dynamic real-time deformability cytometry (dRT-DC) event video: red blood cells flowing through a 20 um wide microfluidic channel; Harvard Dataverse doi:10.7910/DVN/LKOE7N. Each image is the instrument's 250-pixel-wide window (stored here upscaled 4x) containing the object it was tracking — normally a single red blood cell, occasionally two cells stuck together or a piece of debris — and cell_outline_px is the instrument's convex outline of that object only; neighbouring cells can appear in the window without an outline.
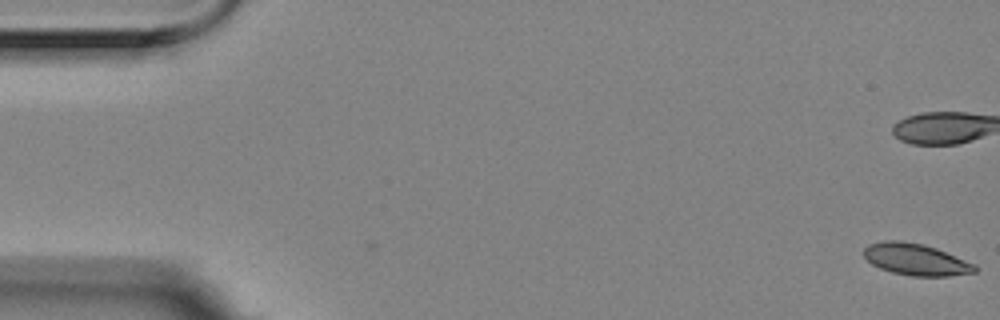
{"species": "Egyptian fruit bat (a non-hibernating species)", "species_latin": "Rousettus aegyptiacus", "temperature_condition": "room temperature", "stored_images_in_passage": 6, "camera_frame_rate_fps": 3000, "um_per_image_px": 0.085, "animal": {"sex": "female"}, "frame": {"image": 1, "passage_image": 1, "time_ms": 0.0, "image_size_px": [1000, 320], "cell_outline_px": [[976, 272], [948, 276], [912, 276], [892, 272], [880, 268], [872, 264], [864, 256], [864, 248], [868, 244], [884, 240], [900, 240], [924, 244], [936, 248], [976, 264]], "centroid_in_image_um": [77.84, 22.04], "position_along_channel_um": 7.2, "area_um2": 20.52}}